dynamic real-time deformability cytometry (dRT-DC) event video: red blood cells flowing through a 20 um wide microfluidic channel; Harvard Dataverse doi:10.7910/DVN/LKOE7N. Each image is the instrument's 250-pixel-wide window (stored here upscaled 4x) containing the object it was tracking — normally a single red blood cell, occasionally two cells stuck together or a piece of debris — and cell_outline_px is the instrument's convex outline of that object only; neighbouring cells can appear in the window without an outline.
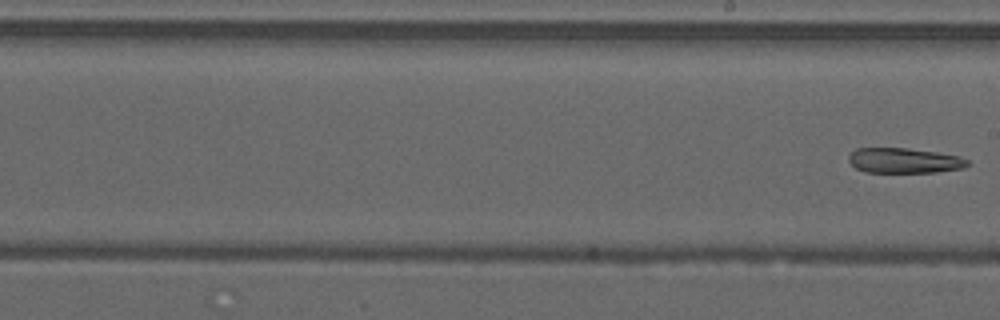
{"species": "common noctule bat (a hibernating species)", "species_latin": "Nyctalus noctula", "temperature_condition": "warm", "stored_images_in_passage": 26, "camera_frame_rate_fps": 3000, "um_per_image_px": 0.085, "animal": {"sex": "male", "forearm_length_mm": 52.5}, "frame": {"image": 1, "passage_image": 26, "time_ms": 8.333, "image_size_px": [1000, 320], "cell_outline_px": [[968, 164], [964, 168], [936, 172], [864, 172], [856, 168], [848, 160], [848, 156], [856, 148], [908, 148], [936, 152], [960, 156], [968, 160]], "centroid_in_image_um": [76.85, 13.64], "position_along_channel_um": 212.1, "area_um2": 17.4}}